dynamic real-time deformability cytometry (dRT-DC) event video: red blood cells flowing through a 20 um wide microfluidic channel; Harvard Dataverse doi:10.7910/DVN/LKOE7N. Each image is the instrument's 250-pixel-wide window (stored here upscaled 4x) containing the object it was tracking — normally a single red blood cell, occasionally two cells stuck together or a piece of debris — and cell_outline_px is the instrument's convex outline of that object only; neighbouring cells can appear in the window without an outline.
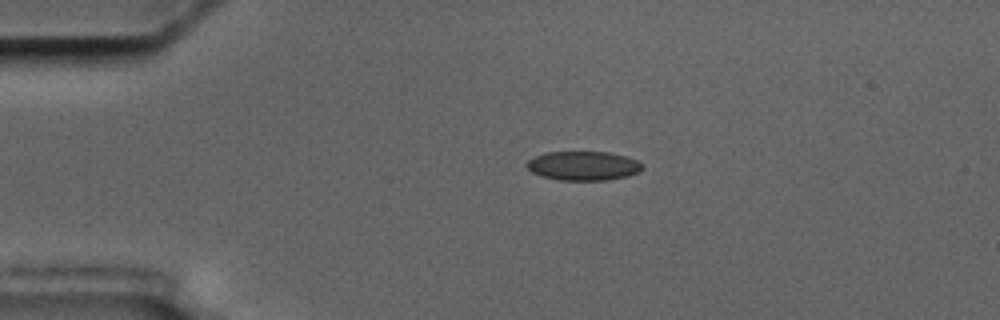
{"species": "common noctule bat (a hibernating species)", "species_latin": "Nyctalus noctula", "temperature_condition": "cold", "stored_images_in_passage": 10, "camera_frame_rate_fps": 3000, "um_per_image_px": 0.085, "animal": {"sex": "male", "body_mass_g": 17.5, "forearm_length_mm": 52.3}, "frame": {"image": 1, "passage_image": 2, "time_ms": 2.0, "image_size_px": [1000, 320], "cell_outline_px": [[644, 168], [640, 172], [628, 176], [608, 180], [556, 180], [540, 176], [532, 172], [524, 164], [528, 160], [544, 152], [612, 152], [628, 156], [644, 164]], "centroid_in_image_um": [49.61, 14.09], "position_along_channel_um": 35.4, "area_um2": 20.0}}
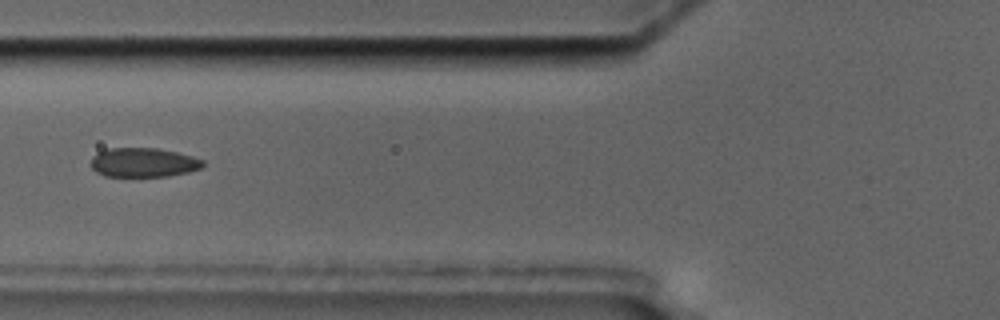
{"frame": {"image": 2, "passage_image": 5, "time_ms": 5.333, "image_size_px": [1000, 320], "cell_outline_px": [[204, 164], [200, 168], [188, 172], [168, 176], [104, 176], [96, 172], [92, 168], [92, 156], [108, 148], [156, 148], [176, 152], [192, 156], [204, 160]], "centroid_in_image_um": [12.19, 13.81], "position_along_channel_um": 113.6, "area_um2": 18.96}}
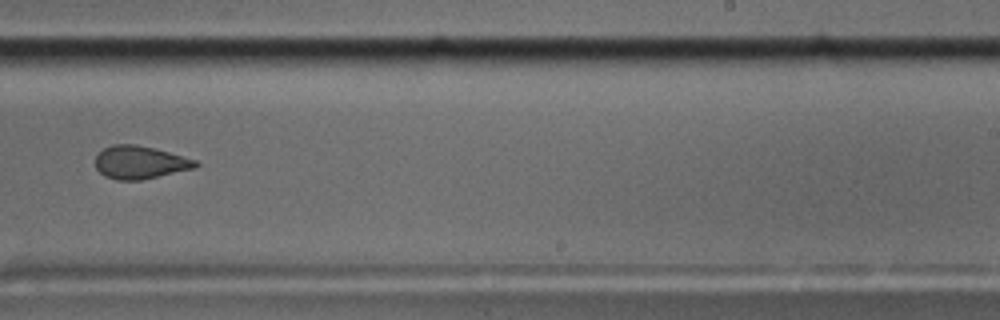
{"frame": {"image": 3, "passage_image": 9, "time_ms": 10.0, "image_size_px": [1000, 320], "cell_outline_px": [[200, 164], [196, 168], [140, 180], [116, 180], [104, 176], [96, 168], [96, 156], [104, 148], [112, 144], [136, 144], [168, 152], [196, 160]], "centroid_in_image_um": [11.89, 13.81], "position_along_channel_um": 277.1, "area_um2": 19.13}}